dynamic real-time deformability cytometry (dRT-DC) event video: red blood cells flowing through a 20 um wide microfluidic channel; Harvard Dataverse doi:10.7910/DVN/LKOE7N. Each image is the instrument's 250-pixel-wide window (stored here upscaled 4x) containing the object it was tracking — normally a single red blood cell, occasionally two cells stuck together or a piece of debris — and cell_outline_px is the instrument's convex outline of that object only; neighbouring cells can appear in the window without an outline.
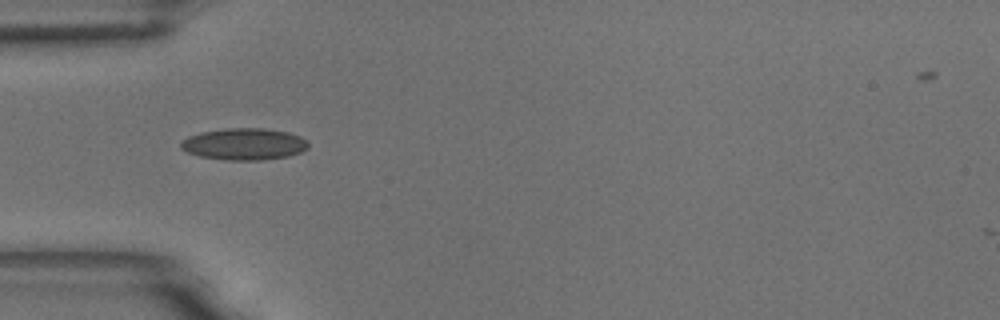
{"species": "common noctule bat (a hibernating species)", "species_latin": "Nyctalus noctula", "temperature_condition": "room temperature", "stored_images_in_passage": 39, "camera_frame_rate_fps": 3000, "um_per_image_px": 0.085, "animal": {"sex": "male", "body_mass_g": 18.8}, "frame": {"image": 1, "passage_image": 1, "time_ms": 0.0, "image_size_px": [1000, 320], "cell_outline_px": [[308, 148], [300, 152], [288, 156], [260, 160], [228, 160], [200, 156], [188, 152], [180, 148], [180, 144], [188, 136], [200, 132], [228, 128], [264, 128], [288, 132], [300, 136], [308, 140]], "centroid_in_image_um": [20.77, 12.24], "position_along_channel_um": 64.2, "area_um2": 23.52}}
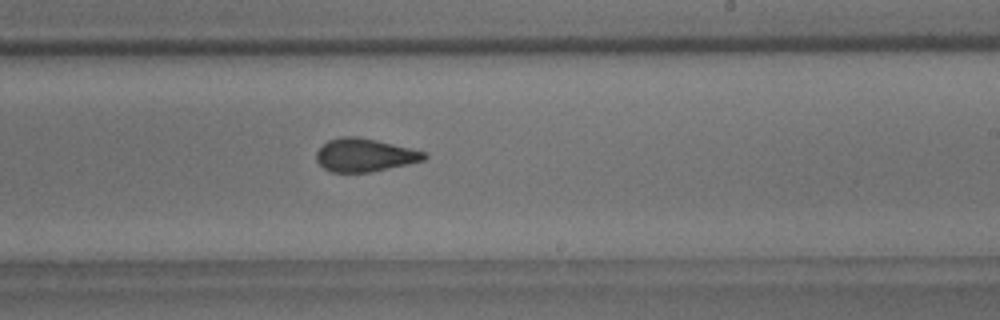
{"frame": {"image": 2, "passage_image": 17, "time_ms": 5.333, "image_size_px": [1000, 320], "cell_outline_px": [[428, 156], [424, 160], [372, 172], [332, 172], [324, 168], [316, 160], [316, 152], [328, 140], [340, 136], [356, 136], [376, 140], [424, 152]], "centroid_in_image_um": [30.96, 13.18], "position_along_channel_um": 258.0, "area_um2": 20.58}}
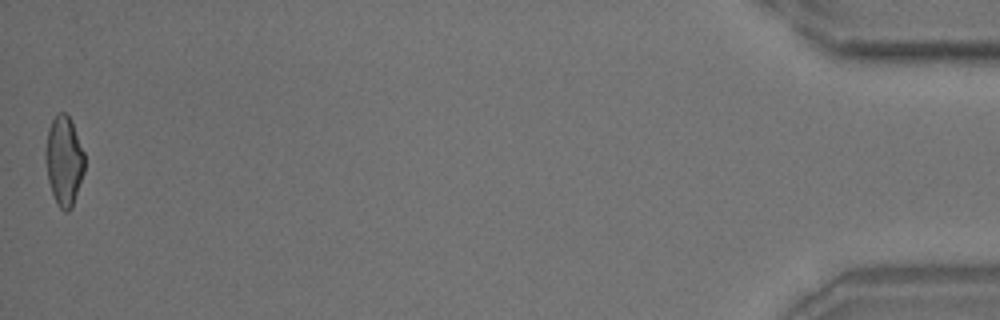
{"frame": {"image": 3, "passage_image": 39, "time_ms": 12.667, "image_size_px": [1000, 320], "cell_outline_px": [[84, 172], [72, 208], [68, 212], [64, 212], [56, 204], [48, 180], [44, 160], [44, 152], [48, 128], [52, 120], [60, 112], [64, 112], [72, 120], [84, 152]], "centroid_in_image_um": [5.43, 13.68], "position_along_channel_um": 429.8, "area_um2": 20.63}, "authors_computed_cell_mechanics": {"area_um2": 21.0392, "velocity_mm_per_s": 3.6354, "shape_relaxation_time_tau1_ms": 6.3027, "shape_relaxation_time_tau2_ms": 1.5824, "deformation_change_tau1": 0.1551, "deformation_change_tau2": 0.0897}}